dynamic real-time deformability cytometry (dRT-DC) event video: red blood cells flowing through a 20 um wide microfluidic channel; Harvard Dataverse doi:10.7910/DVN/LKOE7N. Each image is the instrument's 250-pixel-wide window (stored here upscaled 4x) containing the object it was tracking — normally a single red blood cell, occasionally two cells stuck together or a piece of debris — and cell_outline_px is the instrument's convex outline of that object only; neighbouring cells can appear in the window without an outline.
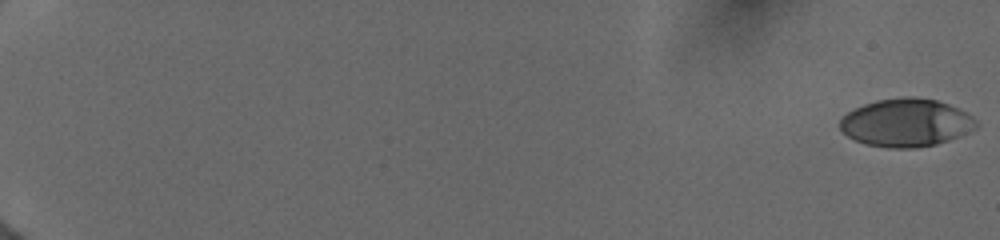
{"species": "human", "species_latin": "Homo sapiens", "temperature_condition": "cold", "stored_images_in_passage": 8, "camera_frame_rate_fps": 3000, "um_per_image_px": 0.085, "donor": {"sex": "female"}, "frame": {"image": 1, "passage_image": 1, "time_ms": 0.0, "image_size_px": [1000, 240], "cell_outline_px": [[980, 124], [976, 128], [960, 136], [936, 144], [916, 148], [888, 148], [864, 144], [848, 136], [840, 128], [840, 120], [848, 112], [864, 104], [876, 100], [936, 100], [960, 108], [972, 116]], "centroid_in_image_um": [77.05, 10.48], "position_along_channel_um": 8.0, "area_um2": 37.28}}
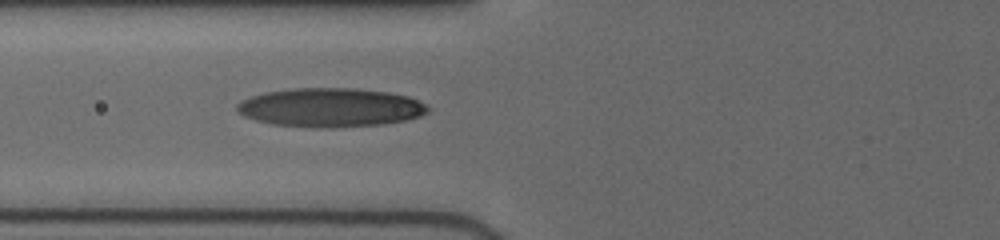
{"frame": {"image": 2, "passage_image": 8, "time_ms": 8.0, "image_size_px": [1000, 240], "cell_outline_px": [[428, 112], [420, 116], [408, 120], [380, 124], [272, 124], [256, 120], [244, 116], [236, 112], [236, 104], [252, 96], [268, 92], [292, 88], [352, 88], [388, 92], [408, 96], [428, 104]], "centroid_in_image_um": [28.12, 9.08], "position_along_channel_um": 97.7, "area_um2": 41.56}}